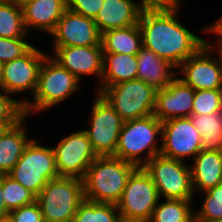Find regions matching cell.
<instances>
[{"label":"cell","mask_w":222,"mask_h":222,"mask_svg":"<svg viewBox=\"0 0 222 222\" xmlns=\"http://www.w3.org/2000/svg\"><path fill=\"white\" fill-rule=\"evenodd\" d=\"M179 6H146L138 23L143 47L176 68L194 55L206 40L176 20Z\"/></svg>","instance_id":"cell-1"},{"label":"cell","mask_w":222,"mask_h":222,"mask_svg":"<svg viewBox=\"0 0 222 222\" xmlns=\"http://www.w3.org/2000/svg\"><path fill=\"white\" fill-rule=\"evenodd\" d=\"M136 165L114 156H98L84 176L85 200L117 204Z\"/></svg>","instance_id":"cell-2"},{"label":"cell","mask_w":222,"mask_h":222,"mask_svg":"<svg viewBox=\"0 0 222 222\" xmlns=\"http://www.w3.org/2000/svg\"><path fill=\"white\" fill-rule=\"evenodd\" d=\"M158 134L161 138L162 122L154 114L125 121L113 156L142 167L160 154L161 145L158 147L156 143ZM144 151L147 154L145 158L141 156Z\"/></svg>","instance_id":"cell-3"},{"label":"cell","mask_w":222,"mask_h":222,"mask_svg":"<svg viewBox=\"0 0 222 222\" xmlns=\"http://www.w3.org/2000/svg\"><path fill=\"white\" fill-rule=\"evenodd\" d=\"M79 83L77 77L47 56L39 71L33 102L26 98L21 101L24 115L28 117L29 113L44 111L64 101L78 90Z\"/></svg>","instance_id":"cell-4"},{"label":"cell","mask_w":222,"mask_h":222,"mask_svg":"<svg viewBox=\"0 0 222 222\" xmlns=\"http://www.w3.org/2000/svg\"><path fill=\"white\" fill-rule=\"evenodd\" d=\"M84 200L83 180L65 176L48 181L36 197L44 222H71Z\"/></svg>","instance_id":"cell-5"},{"label":"cell","mask_w":222,"mask_h":222,"mask_svg":"<svg viewBox=\"0 0 222 222\" xmlns=\"http://www.w3.org/2000/svg\"><path fill=\"white\" fill-rule=\"evenodd\" d=\"M156 91L139 79L97 89V92L124 121L152 115L155 108Z\"/></svg>","instance_id":"cell-6"},{"label":"cell","mask_w":222,"mask_h":222,"mask_svg":"<svg viewBox=\"0 0 222 222\" xmlns=\"http://www.w3.org/2000/svg\"><path fill=\"white\" fill-rule=\"evenodd\" d=\"M32 139L8 174L36 197L48 181L59 177L53 148L41 146Z\"/></svg>","instance_id":"cell-7"},{"label":"cell","mask_w":222,"mask_h":222,"mask_svg":"<svg viewBox=\"0 0 222 222\" xmlns=\"http://www.w3.org/2000/svg\"><path fill=\"white\" fill-rule=\"evenodd\" d=\"M159 199L149 174L143 167H137L128 178L116 206L122 222H148Z\"/></svg>","instance_id":"cell-8"},{"label":"cell","mask_w":222,"mask_h":222,"mask_svg":"<svg viewBox=\"0 0 222 222\" xmlns=\"http://www.w3.org/2000/svg\"><path fill=\"white\" fill-rule=\"evenodd\" d=\"M157 188L159 198L193 200L190 167L182 160L156 155L142 166Z\"/></svg>","instance_id":"cell-9"},{"label":"cell","mask_w":222,"mask_h":222,"mask_svg":"<svg viewBox=\"0 0 222 222\" xmlns=\"http://www.w3.org/2000/svg\"><path fill=\"white\" fill-rule=\"evenodd\" d=\"M92 107L90 128L84 131L97 156H113L125 121L99 93Z\"/></svg>","instance_id":"cell-10"},{"label":"cell","mask_w":222,"mask_h":222,"mask_svg":"<svg viewBox=\"0 0 222 222\" xmlns=\"http://www.w3.org/2000/svg\"><path fill=\"white\" fill-rule=\"evenodd\" d=\"M59 176L83 179L91 163L98 157L83 130L71 133L53 148Z\"/></svg>","instance_id":"cell-11"},{"label":"cell","mask_w":222,"mask_h":222,"mask_svg":"<svg viewBox=\"0 0 222 222\" xmlns=\"http://www.w3.org/2000/svg\"><path fill=\"white\" fill-rule=\"evenodd\" d=\"M212 47L205 40V44L179 66L183 74L179 79L194 90L222 89V59L220 52L217 57L212 55Z\"/></svg>","instance_id":"cell-12"},{"label":"cell","mask_w":222,"mask_h":222,"mask_svg":"<svg viewBox=\"0 0 222 222\" xmlns=\"http://www.w3.org/2000/svg\"><path fill=\"white\" fill-rule=\"evenodd\" d=\"M161 140L160 155L182 161L186 156L194 158L202 147L200 134L189 117L163 121Z\"/></svg>","instance_id":"cell-13"},{"label":"cell","mask_w":222,"mask_h":222,"mask_svg":"<svg viewBox=\"0 0 222 222\" xmlns=\"http://www.w3.org/2000/svg\"><path fill=\"white\" fill-rule=\"evenodd\" d=\"M47 56L33 46L22 57L3 64L0 89L10 95L31 90L34 96L38 85L39 71Z\"/></svg>","instance_id":"cell-14"},{"label":"cell","mask_w":222,"mask_h":222,"mask_svg":"<svg viewBox=\"0 0 222 222\" xmlns=\"http://www.w3.org/2000/svg\"><path fill=\"white\" fill-rule=\"evenodd\" d=\"M53 47L101 46V33L94 19L66 10L54 31Z\"/></svg>","instance_id":"cell-15"},{"label":"cell","mask_w":222,"mask_h":222,"mask_svg":"<svg viewBox=\"0 0 222 222\" xmlns=\"http://www.w3.org/2000/svg\"><path fill=\"white\" fill-rule=\"evenodd\" d=\"M195 90L179 77L163 89L156 91L153 114L161 121L187 118L192 115Z\"/></svg>","instance_id":"cell-16"},{"label":"cell","mask_w":222,"mask_h":222,"mask_svg":"<svg viewBox=\"0 0 222 222\" xmlns=\"http://www.w3.org/2000/svg\"><path fill=\"white\" fill-rule=\"evenodd\" d=\"M55 60L61 67L67 69L81 80V76L95 74L102 79L103 50L102 46H71L53 47Z\"/></svg>","instance_id":"cell-17"},{"label":"cell","mask_w":222,"mask_h":222,"mask_svg":"<svg viewBox=\"0 0 222 222\" xmlns=\"http://www.w3.org/2000/svg\"><path fill=\"white\" fill-rule=\"evenodd\" d=\"M143 3L137 4L134 0H104L94 22L102 34L113 29L126 28L139 23Z\"/></svg>","instance_id":"cell-18"},{"label":"cell","mask_w":222,"mask_h":222,"mask_svg":"<svg viewBox=\"0 0 222 222\" xmlns=\"http://www.w3.org/2000/svg\"><path fill=\"white\" fill-rule=\"evenodd\" d=\"M66 10L67 0L29 1L22 7L25 28L27 32L32 27L51 34Z\"/></svg>","instance_id":"cell-19"},{"label":"cell","mask_w":222,"mask_h":222,"mask_svg":"<svg viewBox=\"0 0 222 222\" xmlns=\"http://www.w3.org/2000/svg\"><path fill=\"white\" fill-rule=\"evenodd\" d=\"M136 56L138 64L136 79L147 83L155 90L167 87L178 76L176 71H173L176 67L144 47Z\"/></svg>","instance_id":"cell-20"},{"label":"cell","mask_w":222,"mask_h":222,"mask_svg":"<svg viewBox=\"0 0 222 222\" xmlns=\"http://www.w3.org/2000/svg\"><path fill=\"white\" fill-rule=\"evenodd\" d=\"M190 167L193 192L208 191L222 182V152L200 151Z\"/></svg>","instance_id":"cell-21"},{"label":"cell","mask_w":222,"mask_h":222,"mask_svg":"<svg viewBox=\"0 0 222 222\" xmlns=\"http://www.w3.org/2000/svg\"><path fill=\"white\" fill-rule=\"evenodd\" d=\"M24 115L0 138V175L9 174L32 139L27 138Z\"/></svg>","instance_id":"cell-22"},{"label":"cell","mask_w":222,"mask_h":222,"mask_svg":"<svg viewBox=\"0 0 222 222\" xmlns=\"http://www.w3.org/2000/svg\"><path fill=\"white\" fill-rule=\"evenodd\" d=\"M137 56L123 53H103V72L99 87H109L136 79Z\"/></svg>","instance_id":"cell-23"},{"label":"cell","mask_w":222,"mask_h":222,"mask_svg":"<svg viewBox=\"0 0 222 222\" xmlns=\"http://www.w3.org/2000/svg\"><path fill=\"white\" fill-rule=\"evenodd\" d=\"M101 46L103 53L137 55L143 47L141 29L136 24L106 31L101 34Z\"/></svg>","instance_id":"cell-24"},{"label":"cell","mask_w":222,"mask_h":222,"mask_svg":"<svg viewBox=\"0 0 222 222\" xmlns=\"http://www.w3.org/2000/svg\"><path fill=\"white\" fill-rule=\"evenodd\" d=\"M189 118L200 134L201 151L222 152V111L192 114Z\"/></svg>","instance_id":"cell-25"},{"label":"cell","mask_w":222,"mask_h":222,"mask_svg":"<svg viewBox=\"0 0 222 222\" xmlns=\"http://www.w3.org/2000/svg\"><path fill=\"white\" fill-rule=\"evenodd\" d=\"M158 201L148 222H195L192 200Z\"/></svg>","instance_id":"cell-26"},{"label":"cell","mask_w":222,"mask_h":222,"mask_svg":"<svg viewBox=\"0 0 222 222\" xmlns=\"http://www.w3.org/2000/svg\"><path fill=\"white\" fill-rule=\"evenodd\" d=\"M117 206L84 200L71 222H122Z\"/></svg>","instance_id":"cell-27"},{"label":"cell","mask_w":222,"mask_h":222,"mask_svg":"<svg viewBox=\"0 0 222 222\" xmlns=\"http://www.w3.org/2000/svg\"><path fill=\"white\" fill-rule=\"evenodd\" d=\"M27 33L23 21L22 8L0 0V37H26Z\"/></svg>","instance_id":"cell-28"},{"label":"cell","mask_w":222,"mask_h":222,"mask_svg":"<svg viewBox=\"0 0 222 222\" xmlns=\"http://www.w3.org/2000/svg\"><path fill=\"white\" fill-rule=\"evenodd\" d=\"M3 200L6 208L11 211L32 204L36 196L8 174L2 175Z\"/></svg>","instance_id":"cell-29"},{"label":"cell","mask_w":222,"mask_h":222,"mask_svg":"<svg viewBox=\"0 0 222 222\" xmlns=\"http://www.w3.org/2000/svg\"><path fill=\"white\" fill-rule=\"evenodd\" d=\"M222 111V89L195 90L192 114Z\"/></svg>","instance_id":"cell-30"},{"label":"cell","mask_w":222,"mask_h":222,"mask_svg":"<svg viewBox=\"0 0 222 222\" xmlns=\"http://www.w3.org/2000/svg\"><path fill=\"white\" fill-rule=\"evenodd\" d=\"M32 47L33 46L25 40V37H1L0 62L5 64L14 59L20 58L24 54H26Z\"/></svg>","instance_id":"cell-31"},{"label":"cell","mask_w":222,"mask_h":222,"mask_svg":"<svg viewBox=\"0 0 222 222\" xmlns=\"http://www.w3.org/2000/svg\"><path fill=\"white\" fill-rule=\"evenodd\" d=\"M0 90V121L20 120L24 116L21 101L14 100V98H11V95L4 90Z\"/></svg>","instance_id":"cell-32"},{"label":"cell","mask_w":222,"mask_h":222,"mask_svg":"<svg viewBox=\"0 0 222 222\" xmlns=\"http://www.w3.org/2000/svg\"><path fill=\"white\" fill-rule=\"evenodd\" d=\"M7 219L10 222H44L42 212L36 201L32 204L11 210Z\"/></svg>","instance_id":"cell-33"},{"label":"cell","mask_w":222,"mask_h":222,"mask_svg":"<svg viewBox=\"0 0 222 222\" xmlns=\"http://www.w3.org/2000/svg\"><path fill=\"white\" fill-rule=\"evenodd\" d=\"M103 2L104 0H67V9L76 14L95 19Z\"/></svg>","instance_id":"cell-34"},{"label":"cell","mask_w":222,"mask_h":222,"mask_svg":"<svg viewBox=\"0 0 222 222\" xmlns=\"http://www.w3.org/2000/svg\"><path fill=\"white\" fill-rule=\"evenodd\" d=\"M198 212H194L195 222H208L222 219V203L219 201H204Z\"/></svg>","instance_id":"cell-35"},{"label":"cell","mask_w":222,"mask_h":222,"mask_svg":"<svg viewBox=\"0 0 222 222\" xmlns=\"http://www.w3.org/2000/svg\"><path fill=\"white\" fill-rule=\"evenodd\" d=\"M205 32L207 31V33H215L217 34V36H220L217 38L218 42V50H222V16L214 22V24L212 23V25L209 27H206L203 29Z\"/></svg>","instance_id":"cell-36"},{"label":"cell","mask_w":222,"mask_h":222,"mask_svg":"<svg viewBox=\"0 0 222 222\" xmlns=\"http://www.w3.org/2000/svg\"><path fill=\"white\" fill-rule=\"evenodd\" d=\"M205 195L204 201H219L222 203V182L208 191L202 192Z\"/></svg>","instance_id":"cell-37"},{"label":"cell","mask_w":222,"mask_h":222,"mask_svg":"<svg viewBox=\"0 0 222 222\" xmlns=\"http://www.w3.org/2000/svg\"><path fill=\"white\" fill-rule=\"evenodd\" d=\"M180 0H141L140 4L143 3L146 6H175L180 3Z\"/></svg>","instance_id":"cell-38"},{"label":"cell","mask_w":222,"mask_h":222,"mask_svg":"<svg viewBox=\"0 0 222 222\" xmlns=\"http://www.w3.org/2000/svg\"><path fill=\"white\" fill-rule=\"evenodd\" d=\"M9 212L3 200L2 175H0V220L6 219Z\"/></svg>","instance_id":"cell-39"},{"label":"cell","mask_w":222,"mask_h":222,"mask_svg":"<svg viewBox=\"0 0 222 222\" xmlns=\"http://www.w3.org/2000/svg\"><path fill=\"white\" fill-rule=\"evenodd\" d=\"M17 121H0V138L8 130V128L14 125Z\"/></svg>","instance_id":"cell-40"},{"label":"cell","mask_w":222,"mask_h":222,"mask_svg":"<svg viewBox=\"0 0 222 222\" xmlns=\"http://www.w3.org/2000/svg\"><path fill=\"white\" fill-rule=\"evenodd\" d=\"M4 1L8 3H12L15 6H19L22 8L25 4H27L29 1H32V0H4Z\"/></svg>","instance_id":"cell-41"},{"label":"cell","mask_w":222,"mask_h":222,"mask_svg":"<svg viewBox=\"0 0 222 222\" xmlns=\"http://www.w3.org/2000/svg\"><path fill=\"white\" fill-rule=\"evenodd\" d=\"M2 71H3V63L0 62V86H1V79H2Z\"/></svg>","instance_id":"cell-42"},{"label":"cell","mask_w":222,"mask_h":222,"mask_svg":"<svg viewBox=\"0 0 222 222\" xmlns=\"http://www.w3.org/2000/svg\"><path fill=\"white\" fill-rule=\"evenodd\" d=\"M208 222H222V219H216V220H212V221H208Z\"/></svg>","instance_id":"cell-43"},{"label":"cell","mask_w":222,"mask_h":222,"mask_svg":"<svg viewBox=\"0 0 222 222\" xmlns=\"http://www.w3.org/2000/svg\"><path fill=\"white\" fill-rule=\"evenodd\" d=\"M0 222H10L7 218L0 220Z\"/></svg>","instance_id":"cell-44"},{"label":"cell","mask_w":222,"mask_h":222,"mask_svg":"<svg viewBox=\"0 0 222 222\" xmlns=\"http://www.w3.org/2000/svg\"><path fill=\"white\" fill-rule=\"evenodd\" d=\"M218 52H220V56H221V59H222V50H218Z\"/></svg>","instance_id":"cell-45"}]
</instances>
